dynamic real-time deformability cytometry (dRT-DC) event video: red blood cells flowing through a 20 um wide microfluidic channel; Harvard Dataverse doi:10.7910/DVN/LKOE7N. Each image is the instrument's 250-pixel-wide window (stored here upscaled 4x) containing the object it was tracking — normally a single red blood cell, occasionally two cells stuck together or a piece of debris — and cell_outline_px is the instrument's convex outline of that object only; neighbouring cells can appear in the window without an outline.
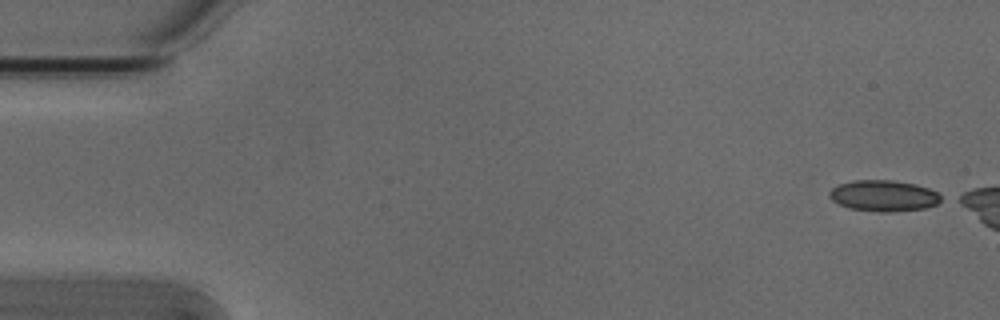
{"species": "Egyptian fruit bat (a non-hibernating species)", "species_latin": "Rousettus aegyptiacus", "temperature_condition": "cold", "stored_images_in_passage": 13, "camera_frame_rate_fps": 3000, "um_per_image_px": 0.085, "animal": {"sex": "male"}, "frame": {"image": 1, "passage_image": 1, "time_ms": 0.0, "image_size_px": [1000, 320], "cell_outline_px": [[944, 200], [928, 208], [888, 212], [880, 212], [852, 208], [840, 204], [832, 200], [828, 196], [828, 192], [832, 188], [840, 184], [852, 180], [892, 180], [916, 184], [928, 188], [944, 196]], "centroid_in_image_um": [75.15, 16.63], "position_along_channel_um": 9.8, "area_um2": 20.35}}
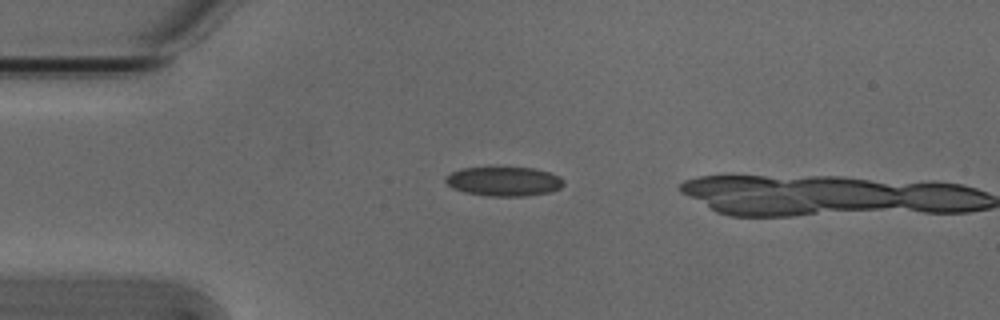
{"frame": {"image": 2, "passage_image": 12, "time_ms": 3.667, "image_size_px": [1000, 320], "cell_outline_px": [[564, 184], [560, 188], [552, 192], [524, 196], [488, 196], [464, 192], [452, 188], [444, 180], [444, 176], [460, 168], [488, 164], [492, 164], [536, 168], [560, 176], [564, 180]], "centroid_in_image_um": [42.8, 15.35], "position_along_channel_um": 42.2, "area_um2": 21.39}}